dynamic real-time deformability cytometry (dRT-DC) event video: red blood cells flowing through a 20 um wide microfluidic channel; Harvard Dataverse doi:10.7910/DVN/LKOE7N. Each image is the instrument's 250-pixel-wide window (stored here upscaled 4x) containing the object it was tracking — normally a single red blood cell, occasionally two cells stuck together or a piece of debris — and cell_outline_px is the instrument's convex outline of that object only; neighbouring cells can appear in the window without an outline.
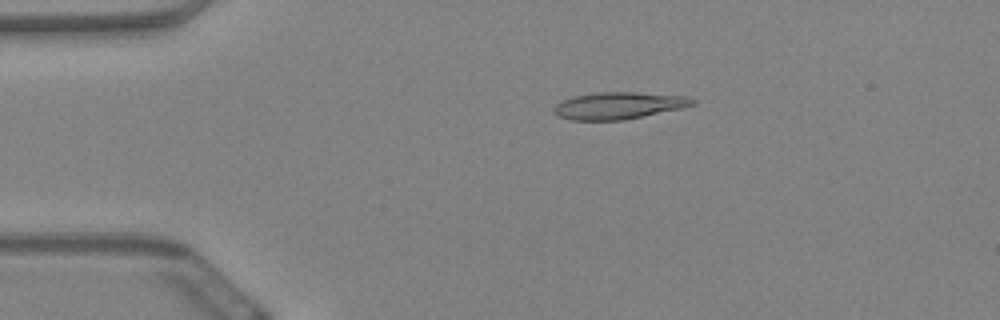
{"species": "Egyptian fruit bat (a non-hibernating species)", "species_latin": "Rousettus aegyptiacus", "temperature_condition": "warm", "stored_images_in_passage": 60, "camera_frame_rate_fps": 3000, "um_per_image_px": 0.085, "animal": {"sex": "female"}, "frame": {"image": 1, "passage_image": 12, "time_ms": 3.667, "image_size_px": [1000, 320], "cell_outline_px": [[696, 104], [680, 108], [624, 120], [572, 120], [560, 116], [552, 112], [552, 108], [556, 104], [572, 96], [596, 92], [636, 92], [688, 96], [696, 100]], "centroid_in_image_um": [52.58, 8.96], "position_along_channel_um": 32.4, "area_um2": 21.79}}
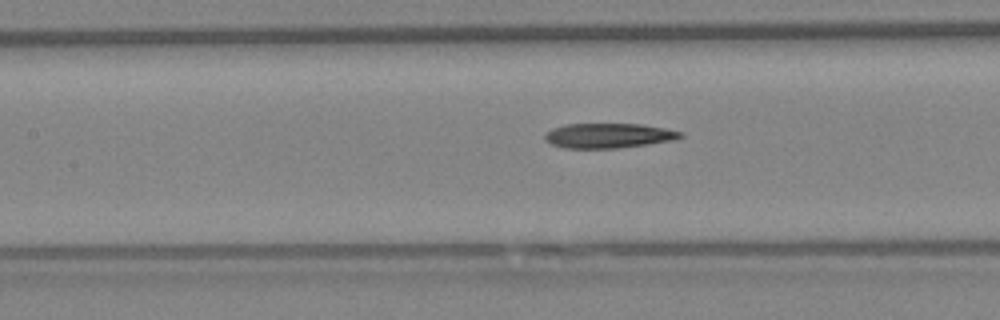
{"frame": {"image": 2, "passage_image": 27, "time_ms": 8.667, "image_size_px": [1000, 320], "cell_outline_px": [[684, 136], [676, 140], [648, 144], [616, 148], [564, 148], [552, 144], [544, 140], [544, 132], [552, 128], [564, 124], [644, 124], [684, 132]], "centroid_in_image_um": [51.72, 11.52], "position_along_channel_um": 155.7, "area_um2": 19.83}}
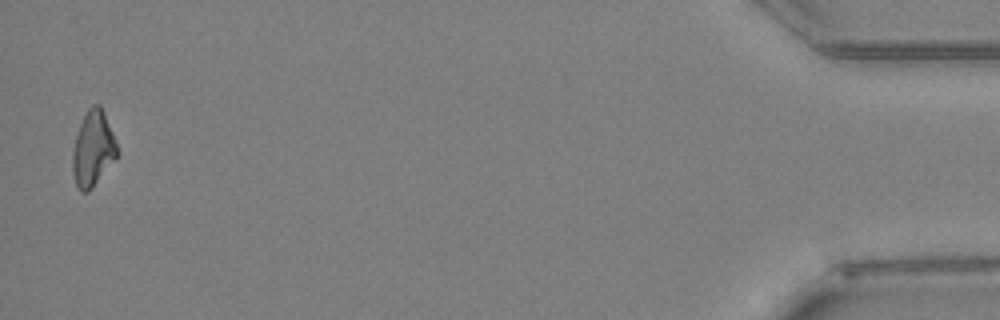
{"frame": {"image": 3, "passage_image": 59, "time_ms": 19.333, "image_size_px": [1000, 320], "cell_outline_px": [[120, 152], [116, 160], [92, 188], [88, 192], [80, 192], [76, 188], [72, 172], [72, 152], [76, 132], [88, 108], [92, 104], [100, 104], [104, 112]], "centroid_in_image_um": [7.9, 12.68], "position_along_channel_um": 427.3, "area_um2": 20.0}}